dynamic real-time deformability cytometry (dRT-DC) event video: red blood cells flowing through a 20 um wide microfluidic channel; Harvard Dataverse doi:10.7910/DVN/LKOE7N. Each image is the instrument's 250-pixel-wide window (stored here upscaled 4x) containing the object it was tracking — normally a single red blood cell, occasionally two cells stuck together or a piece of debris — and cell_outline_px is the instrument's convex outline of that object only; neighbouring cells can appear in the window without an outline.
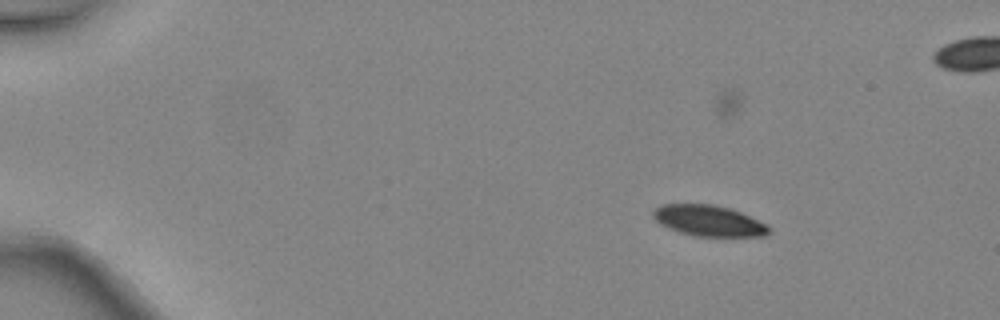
{"species": "common noctule bat (a hibernating species)", "species_latin": "Nyctalus noctula", "temperature_condition": "warm", "stored_images_in_passage": 5, "camera_frame_rate_fps": 3000, "um_per_image_px": 0.085, "animal": {"sex": "female", "body_mass_g": 24.6, "forearm_length_mm": 56.2}, "frame": {"image": 1, "passage_image": 1, "time_ms": 0.0, "image_size_px": [1000, 320], "cell_outline_px": [[772, 232], [764, 236], [696, 236], [680, 232], [668, 228], [660, 224], [652, 216], [652, 212], [660, 204], [712, 204], [732, 208], [768, 224], [772, 228]], "centroid_in_image_um": [60.28, 18.75], "position_along_channel_um": 24.7, "area_um2": 21.1}}